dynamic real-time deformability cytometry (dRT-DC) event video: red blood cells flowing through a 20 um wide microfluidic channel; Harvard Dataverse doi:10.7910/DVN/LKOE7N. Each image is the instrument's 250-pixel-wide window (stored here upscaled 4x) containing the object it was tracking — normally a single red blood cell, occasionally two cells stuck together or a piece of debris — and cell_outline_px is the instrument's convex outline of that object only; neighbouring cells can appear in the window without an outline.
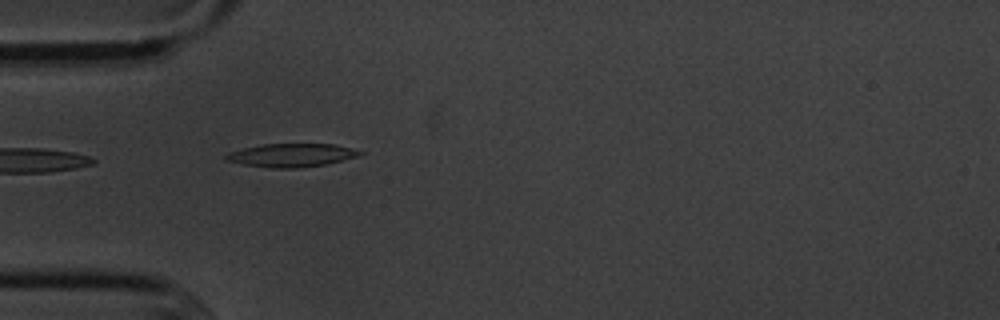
{"species": "common noctule bat (a hibernating species)", "species_latin": "Nyctalus noctula", "temperature_condition": "cold", "stored_images_in_passage": 10, "camera_frame_rate_fps": 3000, "um_per_image_px": 0.085, "animal": {"sex": "male", "body_mass_g": 20.1, "forearm_length_mm": 53.5}, "frame": {"image": 1, "passage_image": 4, "time_ms": 3.333, "image_size_px": [1000, 320], "cell_outline_px": [[364, 152], [356, 156], [324, 164], [300, 168], [268, 168], [244, 164], [224, 160], [224, 156], [228, 152], [244, 148], [264, 144], [336, 144], [352, 148]], "centroid_in_image_um": [24.72, 13.19], "position_along_channel_um": 60.3, "area_um2": 18.03}}
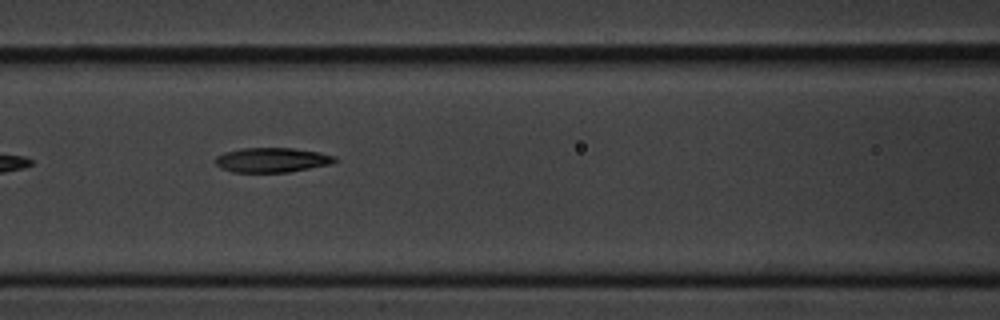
{"frame": {"image": 2, "passage_image": 6, "time_ms": 5.667, "image_size_px": [1000, 320], "cell_outline_px": [[336, 160], [332, 164], [288, 172], [232, 172], [220, 168], [216, 164], [216, 156], [224, 152], [240, 148], [292, 148], [320, 152], [336, 156]], "centroid_in_image_um": [23.11, 13.59], "position_along_channel_um": 143.5, "area_um2": 17.22}}
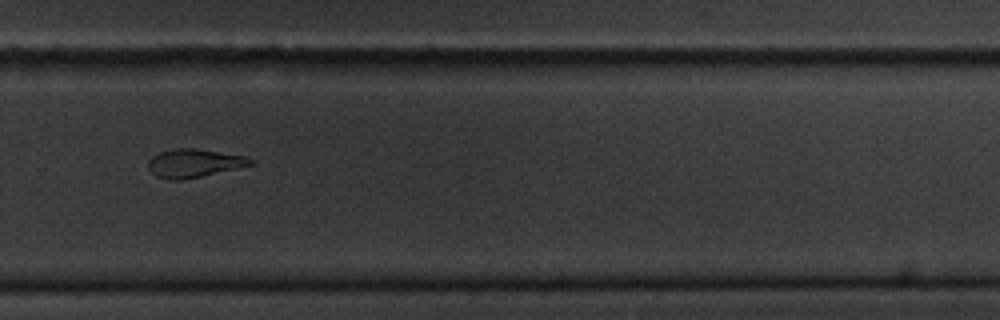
{"frame": {"image": 3, "passage_image": 10, "time_ms": 10.333, "image_size_px": [1000, 320], "cell_outline_px": [[256, 164], [200, 176], [180, 180], [168, 180], [156, 176], [148, 168], [148, 160], [152, 156], [160, 152], [176, 148], [196, 148], [244, 156], [256, 160]], "centroid_in_image_um": [16.5, 13.86], "position_along_channel_um": 313.3, "area_um2": 16.88}}